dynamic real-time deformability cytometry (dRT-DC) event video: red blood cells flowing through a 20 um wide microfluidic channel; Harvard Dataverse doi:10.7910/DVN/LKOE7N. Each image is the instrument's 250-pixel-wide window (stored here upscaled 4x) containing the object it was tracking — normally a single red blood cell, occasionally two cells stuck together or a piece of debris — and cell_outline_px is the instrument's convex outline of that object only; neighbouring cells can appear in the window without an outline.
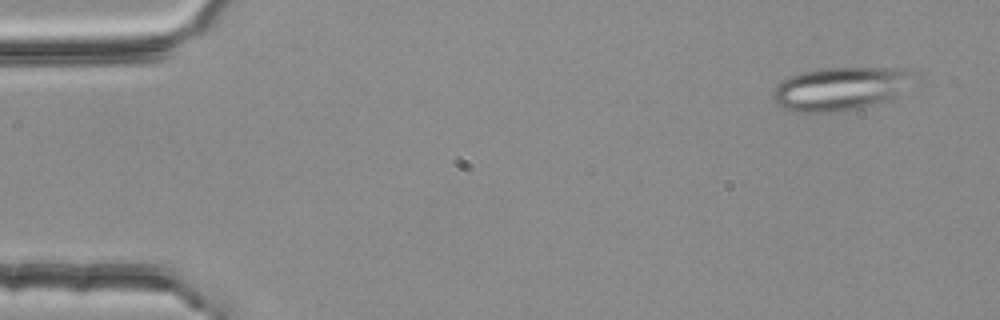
{"species": "common noctule bat (a hibernating species)", "species_latin": "Nyctalus noctula", "temperature_condition": "room temperature", "stored_images_in_passage": 5, "camera_frame_rate_fps": 3000, "um_per_image_px": 0.085, "animal": {"sex": "female", "body_mass_g": 25.1}, "frame": {"image": 1, "passage_image": 1, "time_ms": 0.0, "image_size_px": [1000, 320], "cell_outline_px": [[916, 76], [892, 96], [884, 100], [856, 108], [832, 112], [792, 112], [776, 104], [772, 96], [772, 92], [776, 84], [788, 76], [804, 72], [824, 68], [908, 68], [916, 72]], "centroid_in_image_um": [71.34, 7.52], "position_along_channel_um": 13.7, "area_um2": 34.97}}